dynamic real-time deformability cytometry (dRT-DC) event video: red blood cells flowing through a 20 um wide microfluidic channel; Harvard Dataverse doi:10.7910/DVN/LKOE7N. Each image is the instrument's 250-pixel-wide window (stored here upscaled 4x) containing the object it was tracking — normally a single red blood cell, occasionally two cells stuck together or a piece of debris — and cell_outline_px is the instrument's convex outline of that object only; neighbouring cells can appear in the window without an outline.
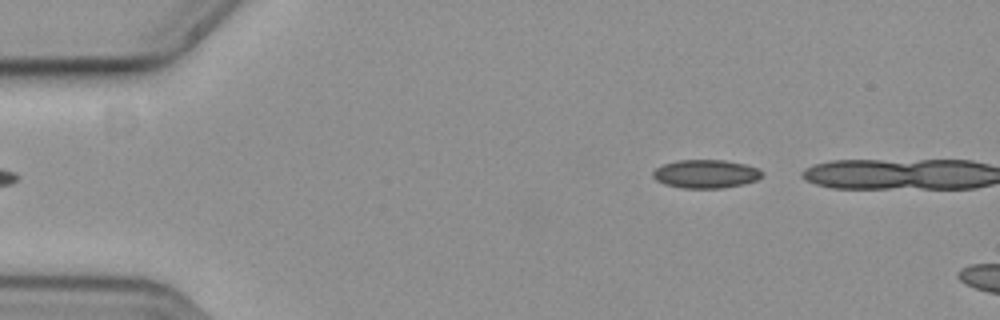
{"species": "common noctule bat (a hibernating species)", "species_latin": "Nyctalus noctula", "temperature_condition": "cold", "stored_images_in_passage": 3, "camera_frame_rate_fps": 3000, "um_per_image_px": 0.085, "animal": {"sex": "female", "body_mass_g": 19.3, "forearm_length_mm": 54.1}, "frame": {"image": 1, "passage_image": 1, "time_ms": 0.0, "image_size_px": [1000, 320], "cell_outline_px": [[764, 172], [756, 180], [740, 184], [720, 188], [684, 188], [664, 184], [656, 180], [652, 176], [652, 172], [656, 168], [664, 164], [680, 160], [724, 160], [744, 164], [756, 168]], "centroid_in_image_um": [59.95, 14.78], "position_along_channel_um": 25.1, "area_um2": 17.8}}